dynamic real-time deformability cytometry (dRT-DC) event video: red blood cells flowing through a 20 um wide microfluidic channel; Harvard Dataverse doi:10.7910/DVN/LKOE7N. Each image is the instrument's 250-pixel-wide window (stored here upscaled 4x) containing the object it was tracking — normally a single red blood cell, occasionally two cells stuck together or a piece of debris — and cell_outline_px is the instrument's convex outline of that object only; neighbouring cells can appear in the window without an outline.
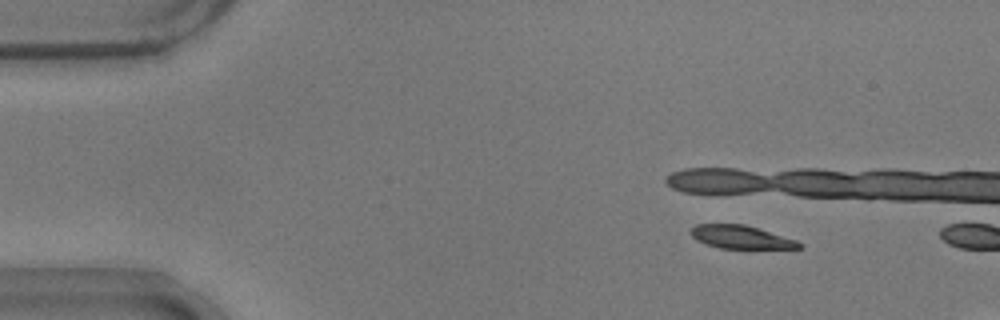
{"species": "common noctule bat (a hibernating species)", "species_latin": "Nyctalus noctula", "temperature_condition": "warm", "stored_images_in_passage": 5, "camera_frame_rate_fps": 3000, "um_per_image_px": 0.085, "animal": {"sex": "male", "body_mass_g": 17.9}, "frame": {"image": 1, "passage_image": 1, "time_ms": 0.0, "image_size_px": [1000, 320], "cell_outline_px": [[804, 248], [720, 248], [696, 240], [692, 236], [692, 228], [696, 224], [744, 224], [796, 240], [804, 244]], "centroid_in_image_um": [63.0, 20.15], "position_along_channel_um": 22.0, "area_um2": 14.33}}